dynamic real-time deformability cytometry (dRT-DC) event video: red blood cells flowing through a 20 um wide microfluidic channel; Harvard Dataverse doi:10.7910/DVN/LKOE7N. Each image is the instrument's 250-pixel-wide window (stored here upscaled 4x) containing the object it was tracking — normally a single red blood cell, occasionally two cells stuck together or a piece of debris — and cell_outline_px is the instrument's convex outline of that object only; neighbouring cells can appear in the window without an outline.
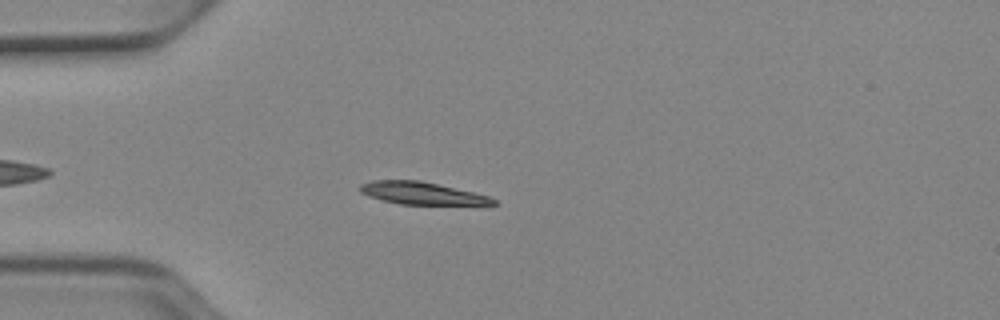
{"species": "Egyptian fruit bat (a non-hibernating species)", "species_latin": "Rousettus aegyptiacus", "temperature_condition": "cold", "stored_images_in_passage": 45, "camera_frame_rate_fps": 3000, "um_per_image_px": 0.085, "animal": {"sex": "female"}, "frame": {"image": 1, "passage_image": 7, "time_ms": 2.0, "image_size_px": [1000, 320], "cell_outline_px": [[496, 204], [400, 204], [368, 196], [360, 192], [356, 188], [360, 184], [372, 180], [420, 180], [472, 192], [488, 196], [496, 200]], "centroid_in_image_um": [35.76, 16.41], "position_along_channel_um": 49.2, "area_um2": 17.11}}
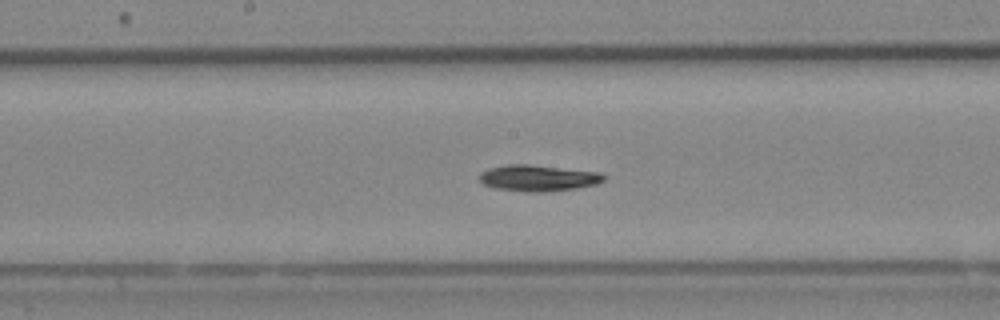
{"frame": {"image": 2, "passage_image": 20, "time_ms": 6.333, "image_size_px": [1000, 320], "cell_outline_px": [[604, 180], [596, 184], [576, 188], [544, 192], [524, 192], [496, 188], [484, 184], [480, 180], [480, 172], [488, 168], [508, 164], [528, 164], [600, 172], [604, 176]], "centroid_in_image_um": [45.72, 15.13], "position_along_channel_um": 202.5, "area_um2": 18.96}}
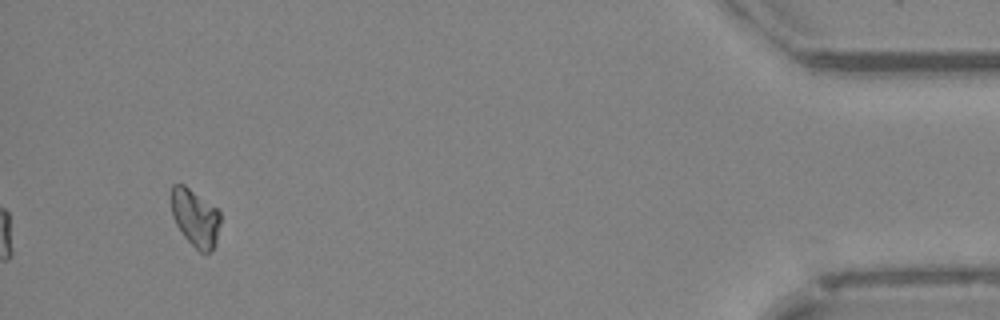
{"frame": {"image": 3, "passage_image": 42, "time_ms": 13.667, "image_size_px": [1000, 320], "cell_outline_px": [[220, 224], [216, 244], [208, 252], [200, 252], [184, 236], [176, 224], [172, 216], [168, 196], [172, 184], [184, 184], [216, 208], [220, 212]], "centroid_in_image_um": [16.55, 18.46], "position_along_channel_um": 418.7, "area_um2": 16.65}, "authors_computed_cell_mechanics": {"area_um2": 17.9758, "velocity_mm_per_s": 3.9049, "shape_relaxation_time_tau1_ms": 8.4211, "shape_relaxation_time_tau2_ms": null, "deformation_change_tau1": 0.1324, "deformation_change_tau2": null}}